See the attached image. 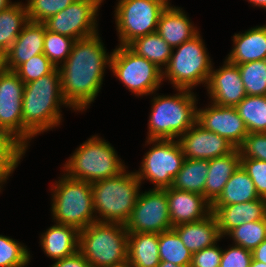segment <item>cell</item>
I'll use <instances>...</instances> for the list:
<instances>
[{
  "instance_id": "obj_12",
  "label": "cell",
  "mask_w": 266,
  "mask_h": 267,
  "mask_svg": "<svg viewBox=\"0 0 266 267\" xmlns=\"http://www.w3.org/2000/svg\"><path fill=\"white\" fill-rule=\"evenodd\" d=\"M128 233H158L172 229L166 189L139 193L131 216L125 224Z\"/></svg>"
},
{
  "instance_id": "obj_1",
  "label": "cell",
  "mask_w": 266,
  "mask_h": 267,
  "mask_svg": "<svg viewBox=\"0 0 266 267\" xmlns=\"http://www.w3.org/2000/svg\"><path fill=\"white\" fill-rule=\"evenodd\" d=\"M111 57L106 53L99 34L75 40L71 53L62 65L61 90L69 108L83 111L96 99Z\"/></svg>"
},
{
  "instance_id": "obj_32",
  "label": "cell",
  "mask_w": 266,
  "mask_h": 267,
  "mask_svg": "<svg viewBox=\"0 0 266 267\" xmlns=\"http://www.w3.org/2000/svg\"><path fill=\"white\" fill-rule=\"evenodd\" d=\"M235 108L249 133L266 132V95H247Z\"/></svg>"
},
{
  "instance_id": "obj_29",
  "label": "cell",
  "mask_w": 266,
  "mask_h": 267,
  "mask_svg": "<svg viewBox=\"0 0 266 267\" xmlns=\"http://www.w3.org/2000/svg\"><path fill=\"white\" fill-rule=\"evenodd\" d=\"M136 55L154 63L161 70L167 66L172 53V47L157 31L141 36L127 45Z\"/></svg>"
},
{
  "instance_id": "obj_25",
  "label": "cell",
  "mask_w": 266,
  "mask_h": 267,
  "mask_svg": "<svg viewBox=\"0 0 266 267\" xmlns=\"http://www.w3.org/2000/svg\"><path fill=\"white\" fill-rule=\"evenodd\" d=\"M44 253L54 261L78 251L79 231L72 226L56 223L40 237Z\"/></svg>"
},
{
  "instance_id": "obj_49",
  "label": "cell",
  "mask_w": 266,
  "mask_h": 267,
  "mask_svg": "<svg viewBox=\"0 0 266 267\" xmlns=\"http://www.w3.org/2000/svg\"><path fill=\"white\" fill-rule=\"evenodd\" d=\"M250 267H266V263L256 261L252 258L251 263H250Z\"/></svg>"
},
{
  "instance_id": "obj_35",
  "label": "cell",
  "mask_w": 266,
  "mask_h": 267,
  "mask_svg": "<svg viewBox=\"0 0 266 267\" xmlns=\"http://www.w3.org/2000/svg\"><path fill=\"white\" fill-rule=\"evenodd\" d=\"M226 235L232 238L235 245L253 251L266 239V218L244 223L233 228Z\"/></svg>"
},
{
  "instance_id": "obj_2",
  "label": "cell",
  "mask_w": 266,
  "mask_h": 267,
  "mask_svg": "<svg viewBox=\"0 0 266 267\" xmlns=\"http://www.w3.org/2000/svg\"><path fill=\"white\" fill-rule=\"evenodd\" d=\"M22 104V144L27 148L32 137L60 125V106H69L62 95L59 68L24 84Z\"/></svg>"
},
{
  "instance_id": "obj_33",
  "label": "cell",
  "mask_w": 266,
  "mask_h": 267,
  "mask_svg": "<svg viewBox=\"0 0 266 267\" xmlns=\"http://www.w3.org/2000/svg\"><path fill=\"white\" fill-rule=\"evenodd\" d=\"M26 149L12 134L0 131V190L3 183L20 163L19 161Z\"/></svg>"
},
{
  "instance_id": "obj_28",
  "label": "cell",
  "mask_w": 266,
  "mask_h": 267,
  "mask_svg": "<svg viewBox=\"0 0 266 267\" xmlns=\"http://www.w3.org/2000/svg\"><path fill=\"white\" fill-rule=\"evenodd\" d=\"M209 160L185 158L181 170L173 178L171 188L204 196Z\"/></svg>"
},
{
  "instance_id": "obj_23",
  "label": "cell",
  "mask_w": 266,
  "mask_h": 267,
  "mask_svg": "<svg viewBox=\"0 0 266 267\" xmlns=\"http://www.w3.org/2000/svg\"><path fill=\"white\" fill-rule=\"evenodd\" d=\"M234 47L226 59L236 65L266 59V25L233 35Z\"/></svg>"
},
{
  "instance_id": "obj_7",
  "label": "cell",
  "mask_w": 266,
  "mask_h": 267,
  "mask_svg": "<svg viewBox=\"0 0 266 267\" xmlns=\"http://www.w3.org/2000/svg\"><path fill=\"white\" fill-rule=\"evenodd\" d=\"M52 188L51 213L56 223L80 231L96 221L91 183L69 178L64 173Z\"/></svg>"
},
{
  "instance_id": "obj_30",
  "label": "cell",
  "mask_w": 266,
  "mask_h": 267,
  "mask_svg": "<svg viewBox=\"0 0 266 267\" xmlns=\"http://www.w3.org/2000/svg\"><path fill=\"white\" fill-rule=\"evenodd\" d=\"M28 22L26 4L21 2L0 11V46L8 50Z\"/></svg>"
},
{
  "instance_id": "obj_19",
  "label": "cell",
  "mask_w": 266,
  "mask_h": 267,
  "mask_svg": "<svg viewBox=\"0 0 266 267\" xmlns=\"http://www.w3.org/2000/svg\"><path fill=\"white\" fill-rule=\"evenodd\" d=\"M221 237L230 230L266 218V199L259 198L245 203L211 206Z\"/></svg>"
},
{
  "instance_id": "obj_27",
  "label": "cell",
  "mask_w": 266,
  "mask_h": 267,
  "mask_svg": "<svg viewBox=\"0 0 266 267\" xmlns=\"http://www.w3.org/2000/svg\"><path fill=\"white\" fill-rule=\"evenodd\" d=\"M259 198L253 181L240 165L227 181L221 195L211 206L245 203Z\"/></svg>"
},
{
  "instance_id": "obj_48",
  "label": "cell",
  "mask_w": 266,
  "mask_h": 267,
  "mask_svg": "<svg viewBox=\"0 0 266 267\" xmlns=\"http://www.w3.org/2000/svg\"><path fill=\"white\" fill-rule=\"evenodd\" d=\"M12 4L14 3L10 2V0H0V11L7 9Z\"/></svg>"
},
{
  "instance_id": "obj_11",
  "label": "cell",
  "mask_w": 266,
  "mask_h": 267,
  "mask_svg": "<svg viewBox=\"0 0 266 267\" xmlns=\"http://www.w3.org/2000/svg\"><path fill=\"white\" fill-rule=\"evenodd\" d=\"M147 144L153 147L143 156L137 178L150 180L155 189L170 188L185 159L181 144L173 139H147Z\"/></svg>"
},
{
  "instance_id": "obj_8",
  "label": "cell",
  "mask_w": 266,
  "mask_h": 267,
  "mask_svg": "<svg viewBox=\"0 0 266 267\" xmlns=\"http://www.w3.org/2000/svg\"><path fill=\"white\" fill-rule=\"evenodd\" d=\"M203 43L198 33L175 47L176 53L172 48L169 62L162 71V80L168 78L176 89L192 90L198 84L207 85L213 67Z\"/></svg>"
},
{
  "instance_id": "obj_34",
  "label": "cell",
  "mask_w": 266,
  "mask_h": 267,
  "mask_svg": "<svg viewBox=\"0 0 266 267\" xmlns=\"http://www.w3.org/2000/svg\"><path fill=\"white\" fill-rule=\"evenodd\" d=\"M239 71L246 95H266V59L239 64Z\"/></svg>"
},
{
  "instance_id": "obj_14",
  "label": "cell",
  "mask_w": 266,
  "mask_h": 267,
  "mask_svg": "<svg viewBox=\"0 0 266 267\" xmlns=\"http://www.w3.org/2000/svg\"><path fill=\"white\" fill-rule=\"evenodd\" d=\"M24 83L15 71L0 75V131L22 143V100Z\"/></svg>"
},
{
  "instance_id": "obj_3",
  "label": "cell",
  "mask_w": 266,
  "mask_h": 267,
  "mask_svg": "<svg viewBox=\"0 0 266 267\" xmlns=\"http://www.w3.org/2000/svg\"><path fill=\"white\" fill-rule=\"evenodd\" d=\"M141 182L135 172H126L91 183L96 221L125 225L136 205ZM101 216V217H100Z\"/></svg>"
},
{
  "instance_id": "obj_38",
  "label": "cell",
  "mask_w": 266,
  "mask_h": 267,
  "mask_svg": "<svg viewBox=\"0 0 266 267\" xmlns=\"http://www.w3.org/2000/svg\"><path fill=\"white\" fill-rule=\"evenodd\" d=\"M75 0H28L26 4L28 19L31 22L43 23L59 13Z\"/></svg>"
},
{
  "instance_id": "obj_40",
  "label": "cell",
  "mask_w": 266,
  "mask_h": 267,
  "mask_svg": "<svg viewBox=\"0 0 266 267\" xmlns=\"http://www.w3.org/2000/svg\"><path fill=\"white\" fill-rule=\"evenodd\" d=\"M237 149L241 158L266 161V132L248 133Z\"/></svg>"
},
{
  "instance_id": "obj_16",
  "label": "cell",
  "mask_w": 266,
  "mask_h": 267,
  "mask_svg": "<svg viewBox=\"0 0 266 267\" xmlns=\"http://www.w3.org/2000/svg\"><path fill=\"white\" fill-rule=\"evenodd\" d=\"M206 87L211 103L218 106L235 107L247 96L238 65L227 59L219 69L212 68Z\"/></svg>"
},
{
  "instance_id": "obj_22",
  "label": "cell",
  "mask_w": 266,
  "mask_h": 267,
  "mask_svg": "<svg viewBox=\"0 0 266 267\" xmlns=\"http://www.w3.org/2000/svg\"><path fill=\"white\" fill-rule=\"evenodd\" d=\"M172 228L192 254L216 244L222 238L212 212L199 221L180 224Z\"/></svg>"
},
{
  "instance_id": "obj_39",
  "label": "cell",
  "mask_w": 266,
  "mask_h": 267,
  "mask_svg": "<svg viewBox=\"0 0 266 267\" xmlns=\"http://www.w3.org/2000/svg\"><path fill=\"white\" fill-rule=\"evenodd\" d=\"M57 67L44 54L32 56L28 61L21 64L15 72L24 84L34 81L41 76L52 73Z\"/></svg>"
},
{
  "instance_id": "obj_31",
  "label": "cell",
  "mask_w": 266,
  "mask_h": 267,
  "mask_svg": "<svg viewBox=\"0 0 266 267\" xmlns=\"http://www.w3.org/2000/svg\"><path fill=\"white\" fill-rule=\"evenodd\" d=\"M159 257L160 261L190 267L192 252L183 244L177 232L172 228L159 234Z\"/></svg>"
},
{
  "instance_id": "obj_9",
  "label": "cell",
  "mask_w": 266,
  "mask_h": 267,
  "mask_svg": "<svg viewBox=\"0 0 266 267\" xmlns=\"http://www.w3.org/2000/svg\"><path fill=\"white\" fill-rule=\"evenodd\" d=\"M169 0H118L115 23L121 46L157 31L158 21Z\"/></svg>"
},
{
  "instance_id": "obj_42",
  "label": "cell",
  "mask_w": 266,
  "mask_h": 267,
  "mask_svg": "<svg viewBox=\"0 0 266 267\" xmlns=\"http://www.w3.org/2000/svg\"><path fill=\"white\" fill-rule=\"evenodd\" d=\"M252 251L234 245L227 250L222 249L220 267H250Z\"/></svg>"
},
{
  "instance_id": "obj_47",
  "label": "cell",
  "mask_w": 266,
  "mask_h": 267,
  "mask_svg": "<svg viewBox=\"0 0 266 267\" xmlns=\"http://www.w3.org/2000/svg\"><path fill=\"white\" fill-rule=\"evenodd\" d=\"M253 6L266 8V0H248Z\"/></svg>"
},
{
  "instance_id": "obj_46",
  "label": "cell",
  "mask_w": 266,
  "mask_h": 267,
  "mask_svg": "<svg viewBox=\"0 0 266 267\" xmlns=\"http://www.w3.org/2000/svg\"><path fill=\"white\" fill-rule=\"evenodd\" d=\"M9 70L7 64V50L0 46V75Z\"/></svg>"
},
{
  "instance_id": "obj_13",
  "label": "cell",
  "mask_w": 266,
  "mask_h": 267,
  "mask_svg": "<svg viewBox=\"0 0 266 267\" xmlns=\"http://www.w3.org/2000/svg\"><path fill=\"white\" fill-rule=\"evenodd\" d=\"M103 0H75L43 22L46 30L75 40L97 34L96 17Z\"/></svg>"
},
{
  "instance_id": "obj_21",
  "label": "cell",
  "mask_w": 266,
  "mask_h": 267,
  "mask_svg": "<svg viewBox=\"0 0 266 267\" xmlns=\"http://www.w3.org/2000/svg\"><path fill=\"white\" fill-rule=\"evenodd\" d=\"M191 23L185 11L169 4L159 18L157 32L175 49L199 33Z\"/></svg>"
},
{
  "instance_id": "obj_26",
  "label": "cell",
  "mask_w": 266,
  "mask_h": 267,
  "mask_svg": "<svg viewBox=\"0 0 266 267\" xmlns=\"http://www.w3.org/2000/svg\"><path fill=\"white\" fill-rule=\"evenodd\" d=\"M159 234H128V267H157L159 265Z\"/></svg>"
},
{
  "instance_id": "obj_24",
  "label": "cell",
  "mask_w": 266,
  "mask_h": 267,
  "mask_svg": "<svg viewBox=\"0 0 266 267\" xmlns=\"http://www.w3.org/2000/svg\"><path fill=\"white\" fill-rule=\"evenodd\" d=\"M241 165L239 150L209 160V168L204 188V197L212 205L223 192L224 186Z\"/></svg>"
},
{
  "instance_id": "obj_43",
  "label": "cell",
  "mask_w": 266,
  "mask_h": 267,
  "mask_svg": "<svg viewBox=\"0 0 266 267\" xmlns=\"http://www.w3.org/2000/svg\"><path fill=\"white\" fill-rule=\"evenodd\" d=\"M222 249L216 244L193 253L190 267H220Z\"/></svg>"
},
{
  "instance_id": "obj_5",
  "label": "cell",
  "mask_w": 266,
  "mask_h": 267,
  "mask_svg": "<svg viewBox=\"0 0 266 267\" xmlns=\"http://www.w3.org/2000/svg\"><path fill=\"white\" fill-rule=\"evenodd\" d=\"M173 96H157L151 102L147 139L175 140L187 132L197 120L196 95L191 90L177 89Z\"/></svg>"
},
{
  "instance_id": "obj_10",
  "label": "cell",
  "mask_w": 266,
  "mask_h": 267,
  "mask_svg": "<svg viewBox=\"0 0 266 267\" xmlns=\"http://www.w3.org/2000/svg\"><path fill=\"white\" fill-rule=\"evenodd\" d=\"M110 70L136 96L153 94L162 84V71L154 63L119 45L112 52Z\"/></svg>"
},
{
  "instance_id": "obj_4",
  "label": "cell",
  "mask_w": 266,
  "mask_h": 267,
  "mask_svg": "<svg viewBox=\"0 0 266 267\" xmlns=\"http://www.w3.org/2000/svg\"><path fill=\"white\" fill-rule=\"evenodd\" d=\"M128 231L119 223L95 221L79 231L78 250L91 267L127 265Z\"/></svg>"
},
{
  "instance_id": "obj_45",
  "label": "cell",
  "mask_w": 266,
  "mask_h": 267,
  "mask_svg": "<svg viewBox=\"0 0 266 267\" xmlns=\"http://www.w3.org/2000/svg\"><path fill=\"white\" fill-rule=\"evenodd\" d=\"M252 258L256 261L266 263V239L262 241L253 251Z\"/></svg>"
},
{
  "instance_id": "obj_51",
  "label": "cell",
  "mask_w": 266,
  "mask_h": 267,
  "mask_svg": "<svg viewBox=\"0 0 266 267\" xmlns=\"http://www.w3.org/2000/svg\"><path fill=\"white\" fill-rule=\"evenodd\" d=\"M115 267H128L127 265H124V266H115Z\"/></svg>"
},
{
  "instance_id": "obj_20",
  "label": "cell",
  "mask_w": 266,
  "mask_h": 267,
  "mask_svg": "<svg viewBox=\"0 0 266 267\" xmlns=\"http://www.w3.org/2000/svg\"><path fill=\"white\" fill-rule=\"evenodd\" d=\"M45 25L29 21L22 29L12 46L7 50V64L15 71L32 56L43 53Z\"/></svg>"
},
{
  "instance_id": "obj_6",
  "label": "cell",
  "mask_w": 266,
  "mask_h": 267,
  "mask_svg": "<svg viewBox=\"0 0 266 267\" xmlns=\"http://www.w3.org/2000/svg\"><path fill=\"white\" fill-rule=\"evenodd\" d=\"M120 160L113 146L95 135L75 150L64 171L69 178L94 183L123 172L126 167Z\"/></svg>"
},
{
  "instance_id": "obj_17",
  "label": "cell",
  "mask_w": 266,
  "mask_h": 267,
  "mask_svg": "<svg viewBox=\"0 0 266 267\" xmlns=\"http://www.w3.org/2000/svg\"><path fill=\"white\" fill-rule=\"evenodd\" d=\"M185 158L210 160L231 153L235 147L225 138L205 130L197 122L179 139Z\"/></svg>"
},
{
  "instance_id": "obj_18",
  "label": "cell",
  "mask_w": 266,
  "mask_h": 267,
  "mask_svg": "<svg viewBox=\"0 0 266 267\" xmlns=\"http://www.w3.org/2000/svg\"><path fill=\"white\" fill-rule=\"evenodd\" d=\"M172 227L192 223L211 213V204L201 194L166 188Z\"/></svg>"
},
{
  "instance_id": "obj_15",
  "label": "cell",
  "mask_w": 266,
  "mask_h": 267,
  "mask_svg": "<svg viewBox=\"0 0 266 267\" xmlns=\"http://www.w3.org/2000/svg\"><path fill=\"white\" fill-rule=\"evenodd\" d=\"M209 106L205 109H197L196 122L205 130L218 134L238 148L249 132L236 108L218 106L214 103Z\"/></svg>"
},
{
  "instance_id": "obj_50",
  "label": "cell",
  "mask_w": 266,
  "mask_h": 267,
  "mask_svg": "<svg viewBox=\"0 0 266 267\" xmlns=\"http://www.w3.org/2000/svg\"><path fill=\"white\" fill-rule=\"evenodd\" d=\"M157 267H182V266H178L167 261H161Z\"/></svg>"
},
{
  "instance_id": "obj_44",
  "label": "cell",
  "mask_w": 266,
  "mask_h": 267,
  "mask_svg": "<svg viewBox=\"0 0 266 267\" xmlns=\"http://www.w3.org/2000/svg\"><path fill=\"white\" fill-rule=\"evenodd\" d=\"M51 267H91L86 258L78 250L70 256L57 260Z\"/></svg>"
},
{
  "instance_id": "obj_36",
  "label": "cell",
  "mask_w": 266,
  "mask_h": 267,
  "mask_svg": "<svg viewBox=\"0 0 266 267\" xmlns=\"http://www.w3.org/2000/svg\"><path fill=\"white\" fill-rule=\"evenodd\" d=\"M74 42L73 38L45 29L43 53L58 68L70 55Z\"/></svg>"
},
{
  "instance_id": "obj_37",
  "label": "cell",
  "mask_w": 266,
  "mask_h": 267,
  "mask_svg": "<svg viewBox=\"0 0 266 267\" xmlns=\"http://www.w3.org/2000/svg\"><path fill=\"white\" fill-rule=\"evenodd\" d=\"M30 251L10 237L0 235V267H24L30 261Z\"/></svg>"
},
{
  "instance_id": "obj_41",
  "label": "cell",
  "mask_w": 266,
  "mask_h": 267,
  "mask_svg": "<svg viewBox=\"0 0 266 267\" xmlns=\"http://www.w3.org/2000/svg\"><path fill=\"white\" fill-rule=\"evenodd\" d=\"M241 166L253 181L259 197L266 199V161L241 158Z\"/></svg>"
}]
</instances>
